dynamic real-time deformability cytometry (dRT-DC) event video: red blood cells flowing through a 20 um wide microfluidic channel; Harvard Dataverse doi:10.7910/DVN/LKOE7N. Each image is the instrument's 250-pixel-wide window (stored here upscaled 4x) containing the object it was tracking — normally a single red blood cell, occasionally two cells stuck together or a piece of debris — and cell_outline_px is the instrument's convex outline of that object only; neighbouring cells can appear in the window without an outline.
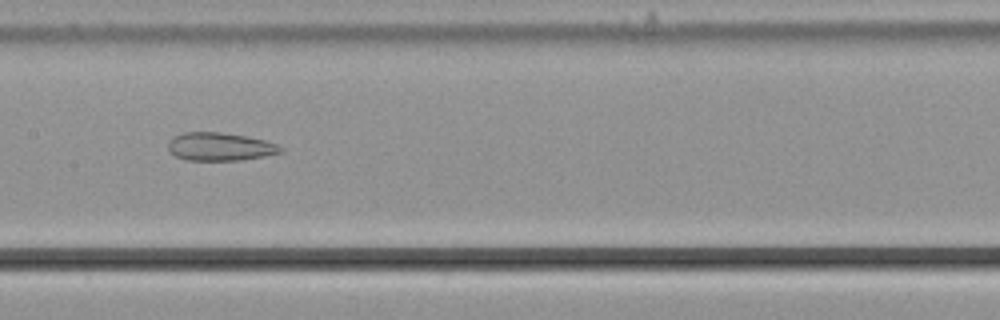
{"species": "common noctule bat (a hibernating species)", "species_latin": "Nyctalus noctula", "temperature_condition": "cold", "stored_images_in_passage": 38, "camera_frame_rate_fps": 3000, "um_per_image_px": 0.085, "animal": {"sex": "male", "body_mass_g": 21.5, "forearm_length_mm": 52.0}, "frame": {"image": 1, "passage_image": 11, "time_ms": 3.333, "image_size_px": [1000, 320], "cell_outline_px": [[284, 152], [264, 156], [240, 160], [184, 160], [176, 156], [168, 148], [168, 140], [172, 136], [184, 132], [220, 132], [244, 136], [264, 140], [276, 144], [284, 148]], "centroid_in_image_um": [18.68, 12.46], "position_along_channel_um": 188.7, "area_um2": 18.44}}
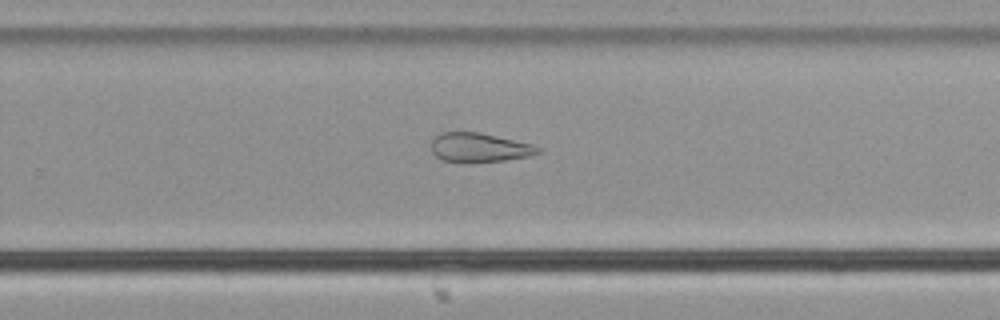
{"frame": {"image": 2, "passage_image": 19, "time_ms": 6.0, "image_size_px": [1000, 320], "cell_outline_px": [[540, 152], [528, 156], [504, 160], [444, 160], [436, 156], [432, 152], [432, 140], [436, 136], [444, 132], [480, 132], [532, 144], [540, 148]], "centroid_in_image_um": [40.75, 12.5], "position_along_channel_um": 289.0, "area_um2": 17.34}}
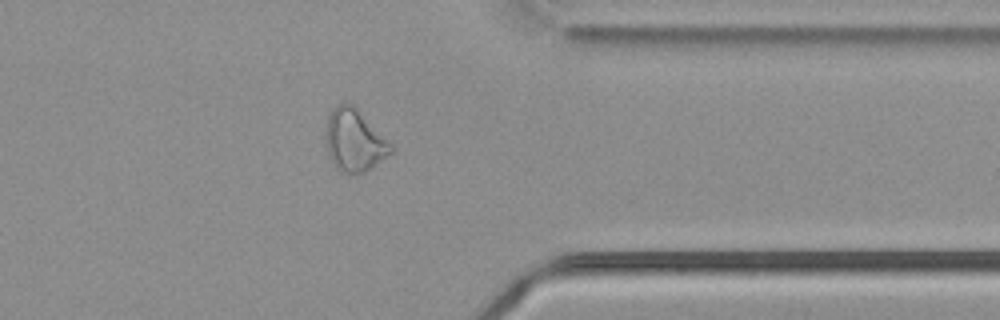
{"frame": {"image": 3, "passage_image": 27, "time_ms": 8.667, "image_size_px": [1000, 320], "cell_outline_px": [[392, 152], [364, 172], [356, 176], [340, 172], [336, 168], [328, 152], [324, 136], [328, 116], [332, 108], [336, 104], [352, 104], [392, 144]], "centroid_in_image_um": [30.08, 11.96], "position_along_channel_um": 381.3, "area_um2": 23.47}, "authors_computed_cell_mechanics": {"area_um2": 21.3571, "velocity_mm_per_s": 3.7726, "shape_relaxation_time_tau1_ms": null, "shape_relaxation_time_tau2_ms": 2.3908, "deformation_change_tau1": null, "deformation_change_tau2": 0.1094}}